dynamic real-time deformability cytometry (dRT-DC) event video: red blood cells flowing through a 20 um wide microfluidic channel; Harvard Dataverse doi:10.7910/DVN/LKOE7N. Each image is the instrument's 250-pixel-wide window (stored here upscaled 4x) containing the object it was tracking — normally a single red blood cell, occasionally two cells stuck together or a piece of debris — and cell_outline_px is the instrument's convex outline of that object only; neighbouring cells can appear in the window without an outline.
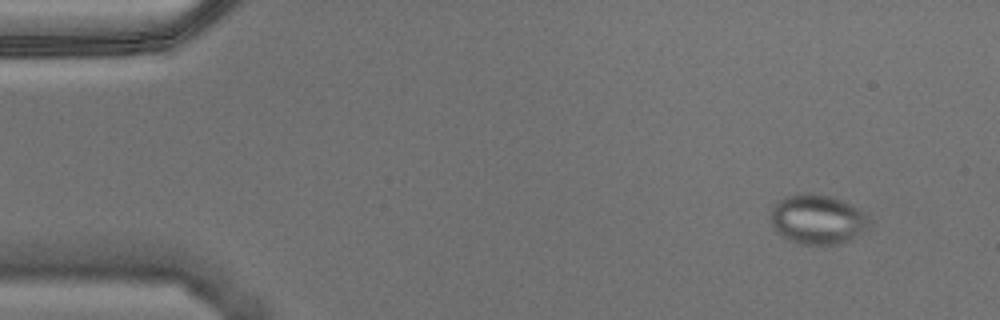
{"species": "Egyptian fruit bat (a non-hibernating species)", "species_latin": "Rousettus aegyptiacus", "temperature_condition": "warm", "stored_images_in_passage": 7, "camera_frame_rate_fps": 3000, "um_per_image_px": 0.085, "animal": {"sex": "male"}, "frame": {"image": 1, "passage_image": 2, "time_ms": 0.333, "image_size_px": [1000, 320], "cell_outline_px": [[868, 228], [852, 240], [840, 244], [796, 244], [784, 240], [772, 228], [772, 208], [784, 196], [800, 192], [812, 192], [832, 196], [856, 208], [868, 216]], "centroid_in_image_um": [69.45, 18.66], "position_along_channel_um": 15.6, "area_um2": 28.84}}
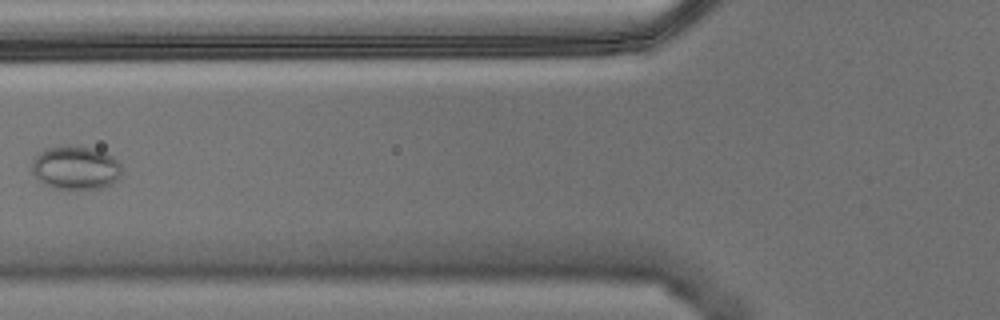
{"frame": {"image": 2, "passage_image": 6, "time_ms": 1.667, "image_size_px": [1000, 320], "cell_outline_px": [[124, 176], [108, 192], [76, 196], [72, 196], [44, 188], [36, 180], [32, 172], [32, 160], [36, 152], [44, 148], [56, 144], [80, 144], [96, 148], [112, 156], [120, 164], [124, 172]], "centroid_in_image_um": [6.47, 14.42], "position_along_channel_um": 119.3, "area_um2": 26.99}}